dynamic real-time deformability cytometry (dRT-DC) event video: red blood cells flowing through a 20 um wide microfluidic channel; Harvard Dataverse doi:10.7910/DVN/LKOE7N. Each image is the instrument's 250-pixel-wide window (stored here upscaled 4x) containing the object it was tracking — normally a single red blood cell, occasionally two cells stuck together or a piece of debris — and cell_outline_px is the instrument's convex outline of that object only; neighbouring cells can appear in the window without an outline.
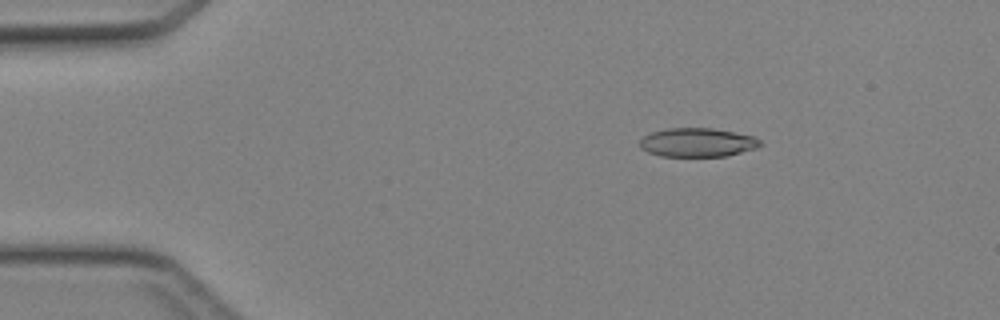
{"species": "Egyptian fruit bat (a non-hibernating species)", "species_latin": "Rousettus aegyptiacus", "temperature_condition": "cold", "stored_images_in_passage": 39, "camera_frame_rate_fps": 3000, "um_per_image_px": 0.085, "animal": {"sex": "female"}, "frame": {"image": 1, "passage_image": 1, "time_ms": 0.0, "image_size_px": [1000, 320], "cell_outline_px": [[764, 144], [756, 148], [728, 156], [660, 156], [648, 152], [640, 148], [640, 140], [644, 136], [652, 132], [668, 128], [712, 128], [752, 136], [760, 140]], "centroid_in_image_um": [59.28, 12.11], "position_along_channel_um": 25.7, "area_um2": 20.17}}
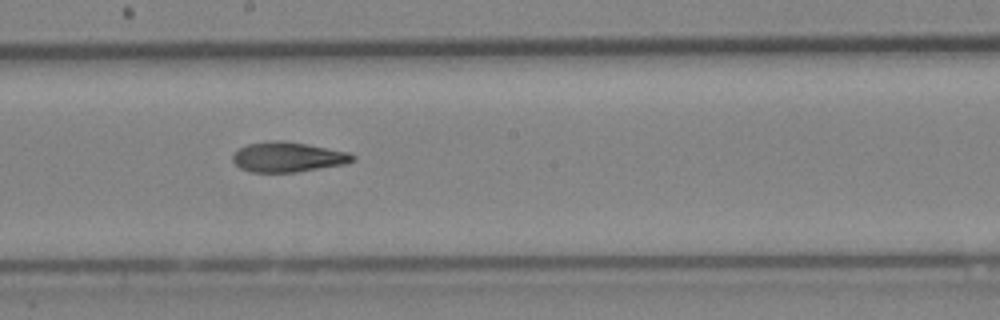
{"frame": {"image": 2, "passage_image": 19, "time_ms": 6.0, "image_size_px": [1000, 320], "cell_outline_px": [[356, 160], [344, 164], [296, 172], [252, 172], [240, 168], [232, 160], [232, 152], [248, 144], [268, 140], [284, 140], [308, 144], [348, 152], [356, 156]], "centroid_in_image_um": [24.45, 13.33], "position_along_channel_um": 223.7, "area_um2": 21.1}}
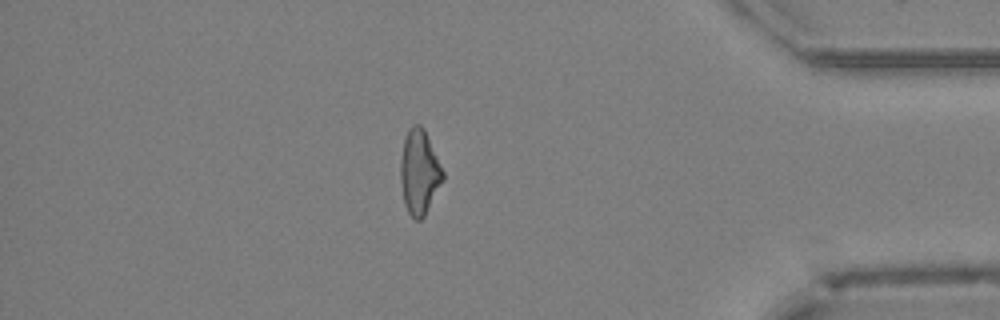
{"frame": {"image": 3, "passage_image": 33, "time_ms": 10.667, "image_size_px": [1000, 320], "cell_outline_px": [[444, 180], [424, 216], [420, 220], [416, 220], [408, 212], [404, 204], [400, 180], [400, 160], [404, 140], [408, 128], [412, 124], [420, 124], [424, 128], [444, 172]], "centroid_in_image_um": [35.64, 14.62], "position_along_channel_um": 399.6, "area_um2": 20.98}}